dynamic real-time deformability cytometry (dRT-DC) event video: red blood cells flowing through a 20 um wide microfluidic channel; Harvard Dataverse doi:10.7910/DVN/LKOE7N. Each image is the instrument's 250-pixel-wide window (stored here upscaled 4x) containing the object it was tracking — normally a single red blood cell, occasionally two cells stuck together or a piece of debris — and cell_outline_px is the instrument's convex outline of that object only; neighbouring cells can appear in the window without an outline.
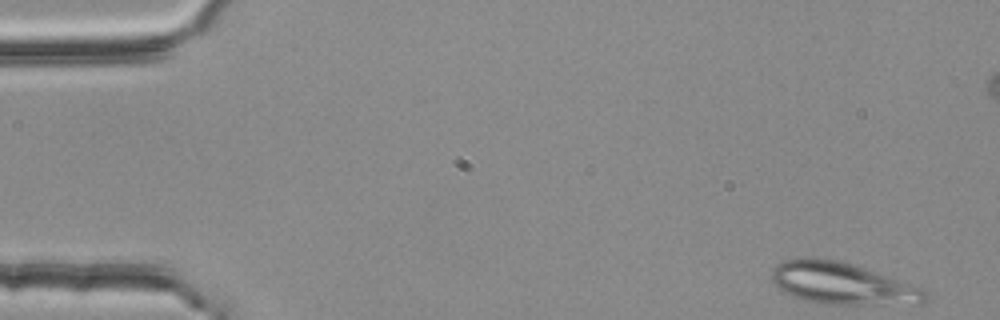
{"species": "common noctule bat (a hibernating species)", "species_latin": "Nyctalus noctula", "temperature_condition": "room temperature", "stored_images_in_passage": 50, "camera_frame_rate_fps": 3000, "um_per_image_px": 0.085, "animal": {"sex": "female", "body_mass_g": 25.1}, "frame": {"image": 1, "passage_image": 1, "time_ms": 0.0, "image_size_px": [1000, 320], "cell_outline_px": [[928, 300], [924, 304], [828, 304], [804, 300], [784, 292], [772, 280], [772, 268], [780, 260], [804, 256], [812, 256], [836, 260], [852, 264], [920, 284], [928, 292]], "centroid_in_image_um": [71.69, 24.07], "position_along_channel_um": 13.3, "area_um2": 38.44}}
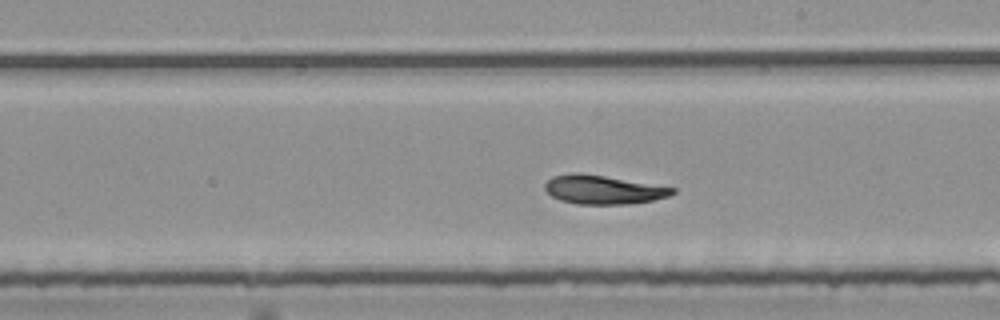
{"frame": {"image": 2, "passage_image": 29, "time_ms": 9.333, "image_size_px": [1000, 320], "cell_outline_px": [[676, 192], [668, 196], [652, 200], [628, 204], [576, 204], [560, 200], [552, 196], [544, 188], [544, 184], [552, 176], [572, 172], [576, 172], [604, 176], [676, 188]], "centroid_in_image_um": [51.23, 16.12], "position_along_channel_um": 237.8, "area_um2": 21.27}}
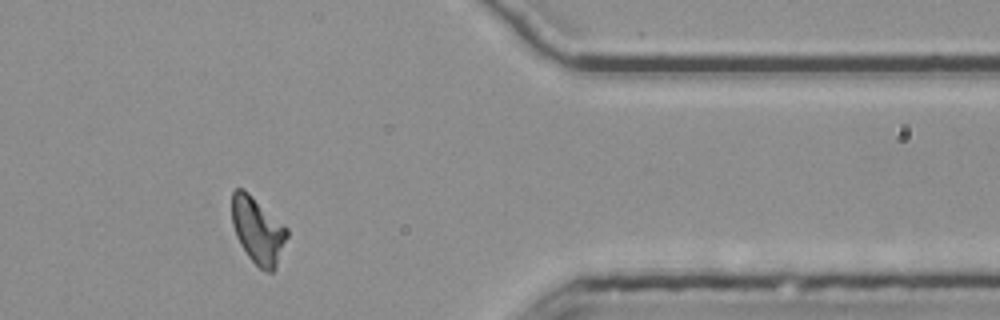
{"frame": {"image": 3, "passage_image": 43, "time_ms": 14.0, "image_size_px": [1000, 320], "cell_outline_px": [[288, 236], [276, 268], [272, 272], [264, 272], [248, 256], [240, 244], [236, 236], [232, 224], [232, 192], [236, 188], [244, 188], [284, 224], [288, 228]], "centroid_in_image_um": [21.92, 19.58], "position_along_channel_um": 389.5, "area_um2": 21.5}, "authors_computed_cell_mechanics": {"area_um2": 21.8484, "velocity_mm_per_s": 3.7447, "shape_relaxation_time_tau1_ms": 2.8631, "shape_relaxation_time_tau2_ms": 3.8092, "deformation_change_tau1": 0.1505, "deformation_change_tau2": 0.1068}}